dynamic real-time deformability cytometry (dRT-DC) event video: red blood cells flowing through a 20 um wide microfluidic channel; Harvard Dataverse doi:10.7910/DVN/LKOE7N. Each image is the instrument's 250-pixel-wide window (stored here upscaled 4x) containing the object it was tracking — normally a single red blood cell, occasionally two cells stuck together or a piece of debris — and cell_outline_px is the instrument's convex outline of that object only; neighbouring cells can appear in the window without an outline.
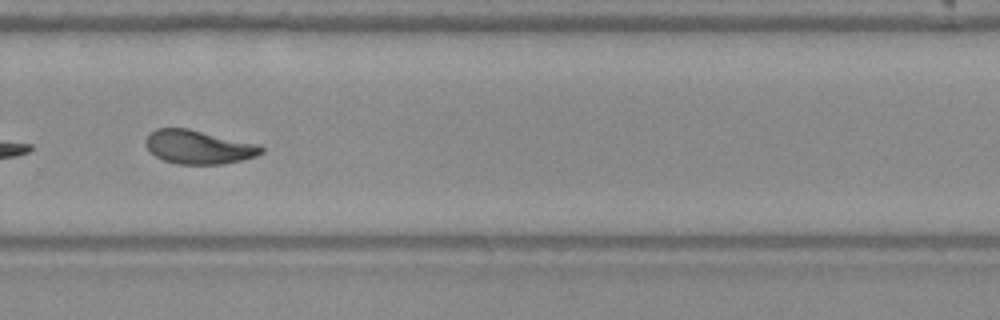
{"species": "Egyptian fruit bat (a non-hibernating species)", "species_latin": "Rousettus aegyptiacus", "temperature_condition": "warm", "stored_images_in_passage": 40, "camera_frame_rate_fps": 3000, "um_per_image_px": 0.085, "frame": {"image": 1, "passage_image": 23, "time_ms": 7.333, "image_size_px": [1000, 320], "cell_outline_px": [[264, 152], [256, 156], [224, 164], [176, 164], [164, 160], [156, 156], [144, 144], [144, 140], [156, 128], [188, 128], [260, 144], [264, 148]], "centroid_in_image_um": [16.9, 12.49], "position_along_channel_um": 312.9, "area_um2": 22.77}, "authors_computed_cell_mechanics": {"area_um2": 22.5998, "velocity_mm_per_s": 3.7417, "shape_relaxation_time_tau1_ms": 5.6766, "shape_relaxation_time_tau2_ms": 2.4344, "deformation_change_tau1": 0.1694, "deformation_change_tau2": 0.0852}}